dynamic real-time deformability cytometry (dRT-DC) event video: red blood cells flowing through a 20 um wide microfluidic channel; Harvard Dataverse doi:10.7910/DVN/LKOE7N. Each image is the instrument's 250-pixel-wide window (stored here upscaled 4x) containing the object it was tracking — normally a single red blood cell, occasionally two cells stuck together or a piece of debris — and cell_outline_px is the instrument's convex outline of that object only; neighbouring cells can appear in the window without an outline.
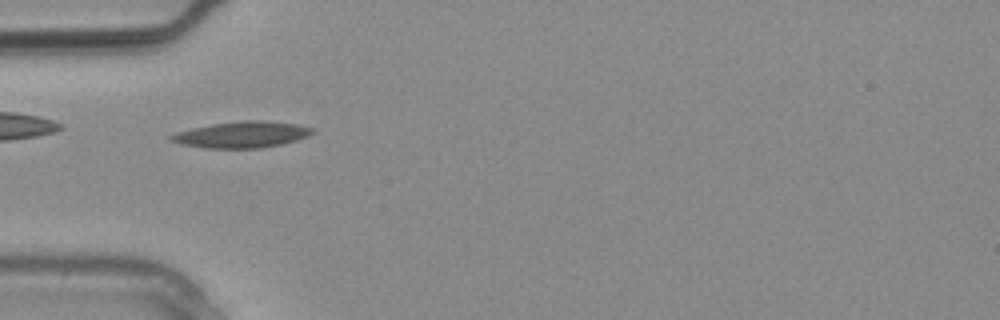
{"species": "common noctule bat (a hibernating species)", "species_latin": "Nyctalus noctula", "temperature_condition": "warm", "stored_images_in_passage": 2, "camera_frame_rate_fps": 3000, "um_per_image_px": 0.085, "animal": {"sex": "male", "body_mass_g": 20.4}, "frame": {"image": 1, "passage_image": 2, "time_ms": 0.333, "image_size_px": [1000, 320], "cell_outline_px": [[316, 132], [308, 136], [296, 140], [280, 144], [260, 148], [204, 148], [180, 144], [168, 140], [168, 136], [176, 132], [192, 128], [212, 124], [244, 120], [260, 120], [296, 124], [316, 128]], "centroid_in_image_um": [20.55, 11.44], "position_along_channel_um": 64.5, "area_um2": 21.73}}